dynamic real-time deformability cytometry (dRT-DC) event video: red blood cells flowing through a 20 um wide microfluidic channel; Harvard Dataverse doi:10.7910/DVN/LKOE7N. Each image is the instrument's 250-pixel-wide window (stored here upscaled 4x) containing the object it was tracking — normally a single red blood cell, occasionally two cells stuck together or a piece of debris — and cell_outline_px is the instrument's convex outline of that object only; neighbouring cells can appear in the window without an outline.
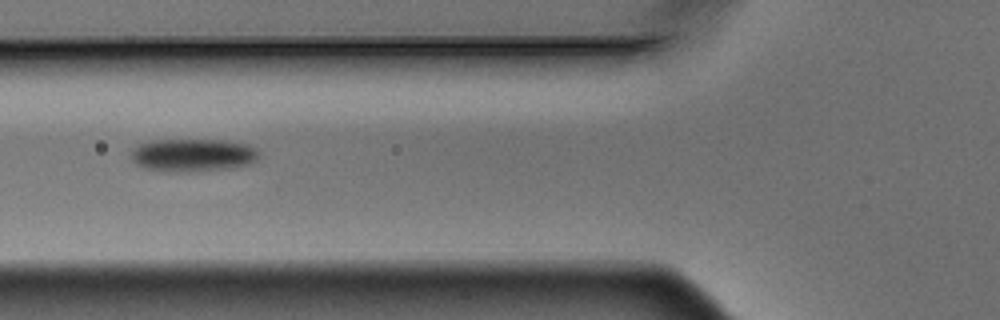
{"species": "Egyptian fruit bat (a non-hibernating species)", "species_latin": "Rousettus aegyptiacus", "temperature_condition": "warm", "stored_images_in_passage": 7, "camera_frame_rate_fps": 3000, "um_per_image_px": 0.085, "animal": {"sex": "male"}, "frame": {"image": 1, "passage_image": 6, "time_ms": 1.667, "image_size_px": [1000, 320], "cell_outline_px": [[260, 156], [252, 164], [232, 168], [188, 172], [164, 172], [144, 168], [136, 164], [132, 160], [132, 148], [140, 144], [152, 140], [224, 140], [248, 144], [256, 148]], "centroid_in_image_um": [16.41, 13.19], "position_along_channel_um": 109.4, "area_um2": 24.91}}
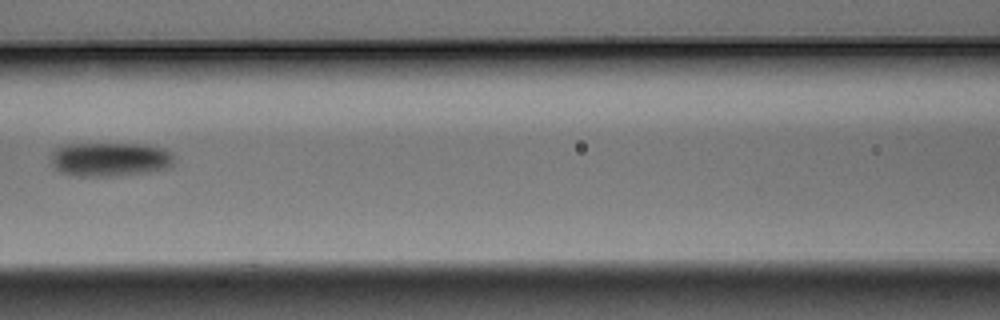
{"frame": {"image": 2, "passage_image": 7, "time_ms": 2.0, "image_size_px": [1000, 320], "cell_outline_px": [[172, 164], [168, 168], [148, 172], [112, 176], [76, 176], [64, 172], [56, 168], [52, 160], [52, 156], [56, 148], [64, 144], [148, 144], [164, 148], [172, 152]], "centroid_in_image_um": [9.4, 13.53], "position_along_channel_um": 157.2, "area_um2": 24.28}}